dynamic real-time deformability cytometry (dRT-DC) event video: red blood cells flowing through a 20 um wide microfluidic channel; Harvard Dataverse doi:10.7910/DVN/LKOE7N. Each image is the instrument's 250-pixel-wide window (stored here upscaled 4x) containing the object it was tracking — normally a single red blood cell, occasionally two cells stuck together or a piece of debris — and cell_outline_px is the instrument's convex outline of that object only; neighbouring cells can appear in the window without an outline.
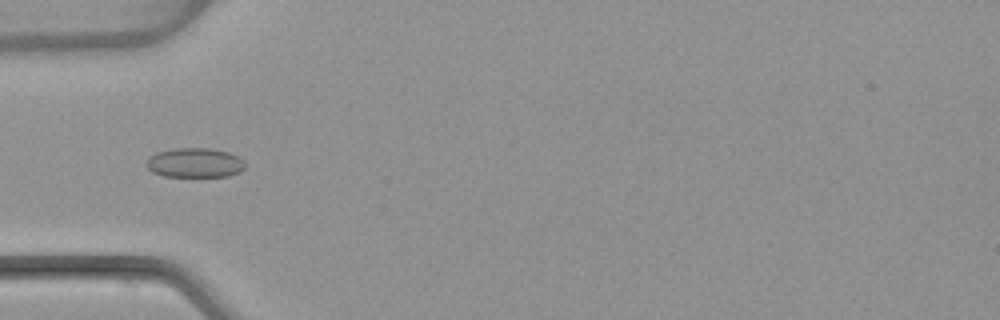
{"species": "common noctule bat (a hibernating species)", "species_latin": "Nyctalus noctula", "temperature_condition": "warm", "stored_images_in_passage": 48, "camera_frame_rate_fps": 3000, "um_per_image_px": 0.085, "animal": {"sex": "female", "body_mass_g": 22.7, "forearm_length_mm": 54.2}, "frame": {"image": 1, "passage_image": 12, "time_ms": 3.667, "image_size_px": [1000, 320], "cell_outline_px": [[244, 168], [240, 172], [228, 176], [164, 176], [152, 172], [144, 164], [156, 152], [176, 148], [208, 148], [228, 152], [244, 160]], "centroid_in_image_um": [16.55, 13.83], "position_along_channel_um": 68.4, "area_um2": 16.88}}
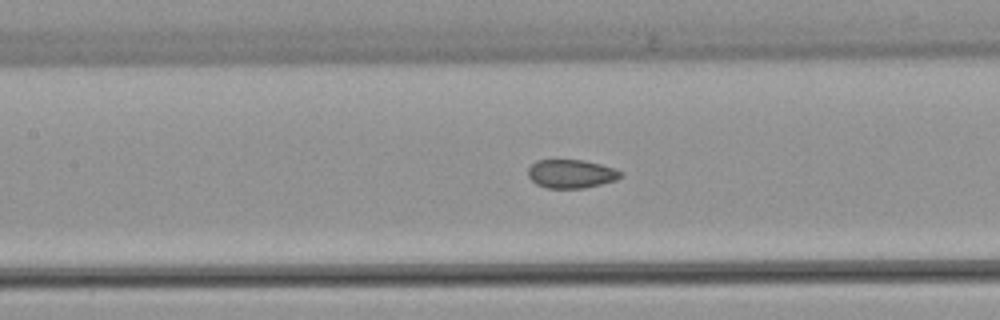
{"frame": {"image": 2, "passage_image": 19, "time_ms": 6.0, "image_size_px": [1000, 320], "cell_outline_px": [[624, 176], [616, 180], [584, 188], [548, 188], [536, 184], [528, 176], [528, 168], [536, 160], [584, 160], [600, 164], [624, 172]], "centroid_in_image_um": [48.56, 14.77], "position_along_channel_um": 158.8, "area_um2": 15.43}}
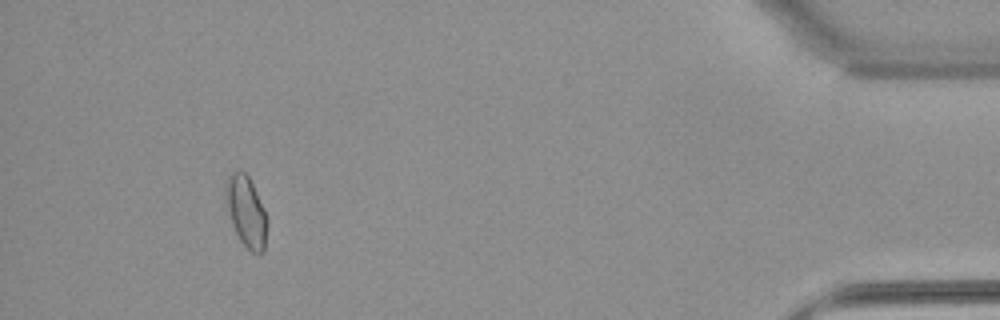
{"frame": {"image": 3, "passage_image": 44, "time_ms": 14.333, "image_size_px": [1000, 320], "cell_outline_px": [[268, 220], [264, 252], [252, 252], [240, 240], [232, 224], [224, 200], [224, 184], [228, 176], [232, 172], [240, 168], [248, 176], [264, 208]], "centroid_in_image_um": [20.9, 17.93], "position_along_channel_um": 414.3, "area_um2": 17.28}, "authors_computed_cell_mechanics": {"area_um2": 15.9239, "velocity_mm_per_s": 3.859, "shape_relaxation_time_tau1_ms": null, "shape_relaxation_time_tau2_ms": 0.9295, "deformation_change_tau1": null, "deformation_change_tau2": 0.058}}